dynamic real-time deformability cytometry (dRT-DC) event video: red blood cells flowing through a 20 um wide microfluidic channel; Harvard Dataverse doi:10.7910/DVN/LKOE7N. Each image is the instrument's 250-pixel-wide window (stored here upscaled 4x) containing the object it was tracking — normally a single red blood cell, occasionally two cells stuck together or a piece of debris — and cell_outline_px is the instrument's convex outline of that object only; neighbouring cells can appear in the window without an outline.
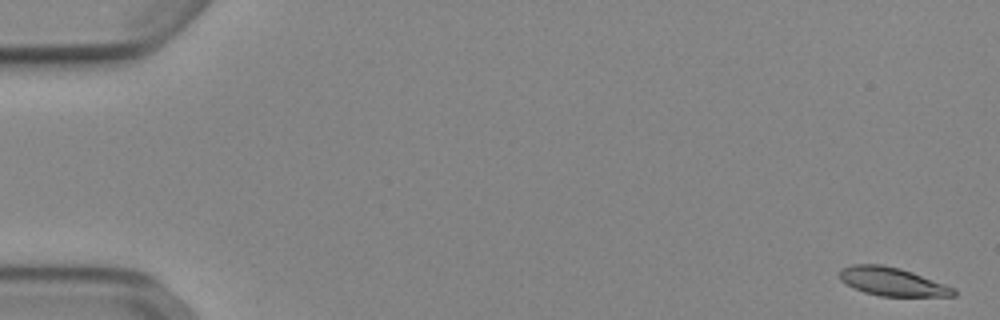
{"species": "Egyptian fruit bat (a non-hibernating species)", "species_latin": "Rousettus aegyptiacus", "temperature_condition": "cold", "stored_images_in_passage": 54, "camera_frame_rate_fps": 3000, "um_per_image_px": 0.085, "animal": {"sex": "female"}, "frame": {"image": 1, "passage_image": 1, "time_ms": 0.0, "image_size_px": [1000, 320], "cell_outline_px": [[956, 296], [880, 296], [864, 292], [840, 280], [836, 272], [840, 268], [852, 264], [880, 264], [900, 268], [912, 272], [956, 288]], "centroid_in_image_um": [75.81, 23.93], "position_along_channel_um": 9.2, "area_um2": 18.96}}
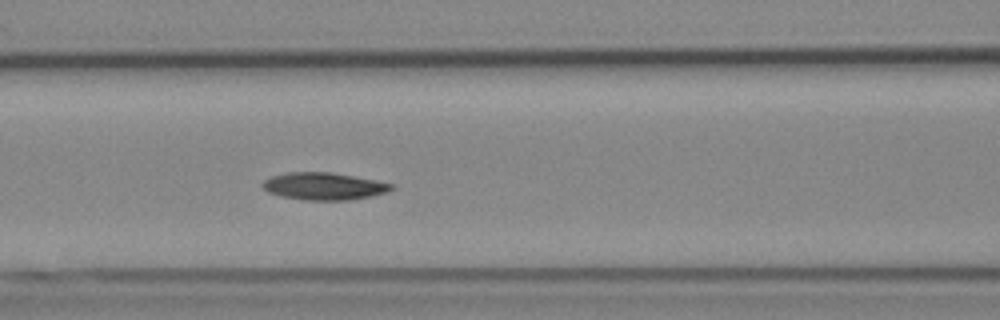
{"frame": {"image": 2, "passage_image": 23, "time_ms": 7.333, "image_size_px": [1000, 320], "cell_outline_px": [[396, 184], [388, 192], [372, 196], [348, 200], [304, 200], [280, 196], [268, 192], [260, 184], [264, 180], [272, 176], [284, 172], [332, 172], [376, 180]], "centroid_in_image_um": [27.53, 15.82], "position_along_channel_um": 139.1, "area_um2": 20.69}}
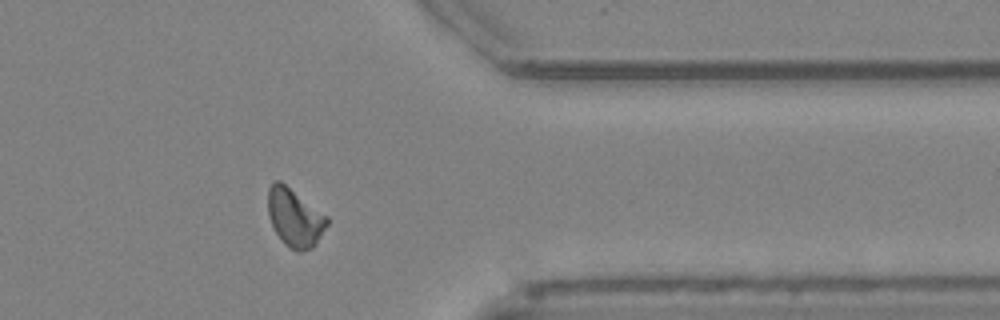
{"frame": {"image": 3, "passage_image": 43, "time_ms": 14.0, "image_size_px": [1000, 320], "cell_outline_px": [[328, 224], [316, 244], [312, 248], [300, 252], [296, 252], [284, 244], [276, 232], [268, 216], [268, 188], [276, 180], [280, 180], [328, 216]], "centroid_in_image_um": [25.06, 18.51], "position_along_channel_um": 386.3, "area_um2": 20.06}, "authors_computed_cell_mechanics": {"area_um2": 19.7676, "velocity_mm_per_s": 3.8683, "shape_relaxation_time_tau1_ms": 3.3233, "shape_relaxation_time_tau2_ms": null, "deformation_change_tau1": 0.1375, "deformation_change_tau2": null}}